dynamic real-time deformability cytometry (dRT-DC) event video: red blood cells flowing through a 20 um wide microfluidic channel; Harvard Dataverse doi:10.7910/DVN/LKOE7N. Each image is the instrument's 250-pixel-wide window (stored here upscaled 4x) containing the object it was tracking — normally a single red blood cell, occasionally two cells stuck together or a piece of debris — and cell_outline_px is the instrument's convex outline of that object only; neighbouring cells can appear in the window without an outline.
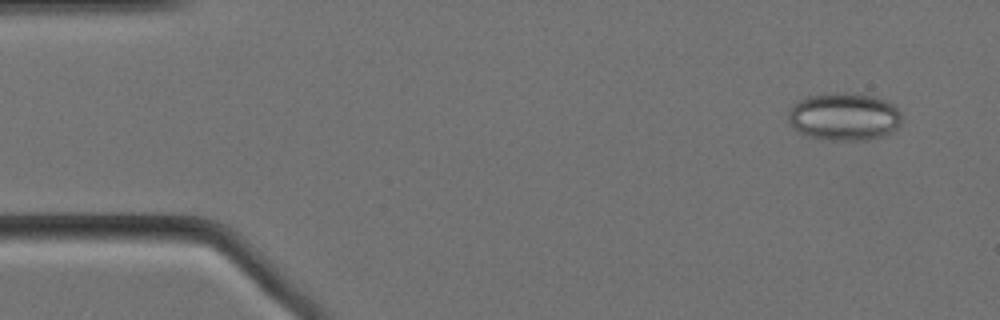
{"species": "Egyptian fruit bat (a non-hibernating species)", "species_latin": "Rousettus aegyptiacus", "temperature_condition": "cold", "stored_images_in_passage": 59, "camera_frame_rate_fps": 3000, "um_per_image_px": 0.085, "animal": {"sex": "female"}, "frame": {"image": 1, "passage_image": 4, "time_ms": 1.0, "image_size_px": [1000, 320], "cell_outline_px": [[904, 116], [900, 124], [892, 132], [884, 136], [868, 140], [828, 140], [808, 136], [792, 128], [788, 120], [788, 112], [792, 104], [808, 96], [836, 92], [844, 92], [872, 96], [884, 100], [892, 104]], "centroid_in_image_um": [71.75, 9.92], "position_along_channel_um": 13.2, "area_um2": 31.85}}
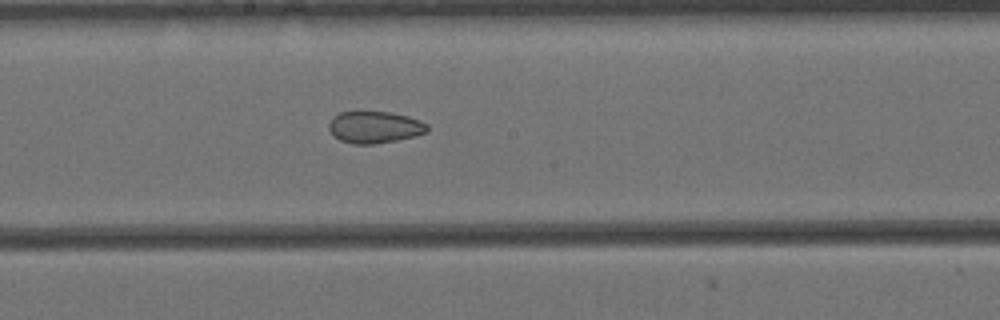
{"frame": {"image": 2, "passage_image": 30, "time_ms": 9.667, "image_size_px": [1000, 320], "cell_outline_px": [[428, 132], [416, 136], [396, 140], [372, 144], [352, 144], [340, 140], [328, 128], [328, 124], [332, 116], [340, 112], [388, 112], [408, 116], [420, 120], [428, 124]], "centroid_in_image_um": [31.86, 10.81], "position_along_channel_um": 216.3, "area_um2": 18.26}}
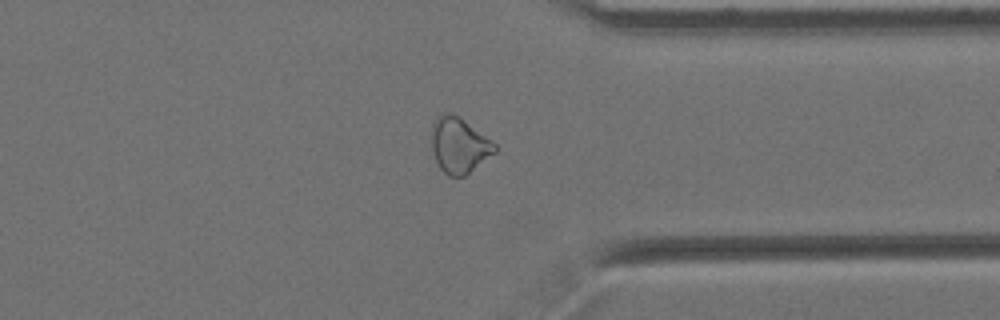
{"frame": {"image": 3, "passage_image": 44, "time_ms": 14.333, "image_size_px": [1000, 320], "cell_outline_px": [[496, 152], [464, 176], [448, 176], [440, 168], [432, 152], [432, 124], [444, 112], [452, 112], [464, 120], [496, 144]], "centroid_in_image_um": [39.02, 12.35], "position_along_channel_um": 372.4, "area_um2": 20.17}, "authors_computed_cell_mechanics": {"area_um2": 22.831, "velocity_mm_per_s": 3.4409, "shape_relaxation_time_tau1_ms": null, "shape_relaxation_time_tau2_ms": 2.6691, "deformation_change_tau1": null, "deformation_change_tau2": 0.0719}}